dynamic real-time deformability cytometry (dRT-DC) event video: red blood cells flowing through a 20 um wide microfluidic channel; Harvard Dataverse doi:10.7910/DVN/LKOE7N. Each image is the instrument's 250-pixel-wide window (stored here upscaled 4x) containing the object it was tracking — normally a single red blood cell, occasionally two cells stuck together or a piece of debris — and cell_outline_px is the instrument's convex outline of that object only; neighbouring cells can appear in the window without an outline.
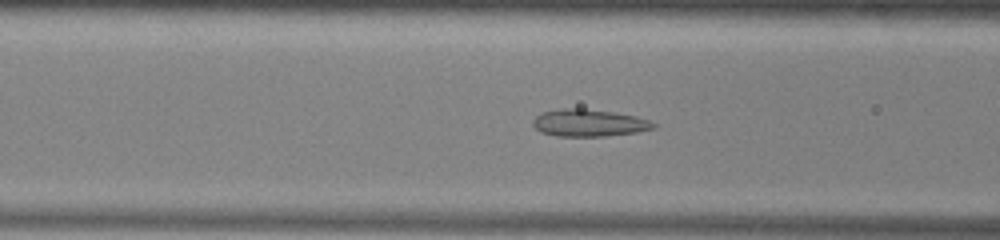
{"species": "common noctule bat (a hibernating species)", "species_latin": "Nyctalus noctula", "temperature_condition": "warm", "stored_images_in_passage": 51, "camera_frame_rate_fps": 3000, "um_per_image_px": 0.085, "animal": {"sex": "male", "body_mass_g": 13.0, "forearm_length_mm": 53.1}, "frame": {"image": 1, "passage_image": 19, "time_ms": 6.0, "image_size_px": [1000, 240], "cell_outline_px": [[660, 124], [656, 128], [636, 132], [604, 136], [556, 136], [540, 132], [532, 124], [532, 120], [540, 112], [564, 108], [580, 108], [616, 112], [636, 116]], "centroid_in_image_um": [50.07, 10.44], "position_along_channel_um": 116.5, "area_um2": 19.31}}
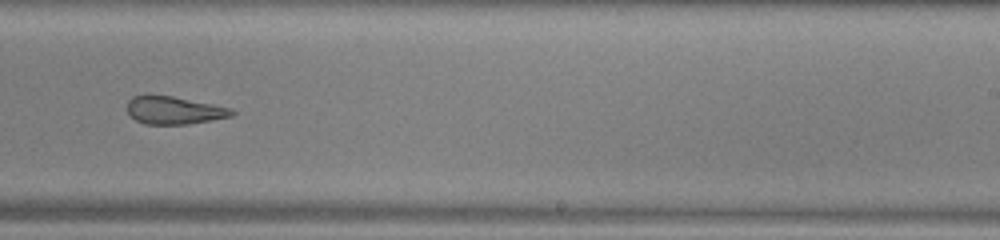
{"frame": {"image": 2, "passage_image": 31, "time_ms": 10.0, "image_size_px": [1000, 240], "cell_outline_px": [[236, 112], [232, 116], [212, 120], [188, 124], [144, 124], [136, 120], [128, 112], [128, 100], [132, 96], [148, 92], [172, 96], [232, 108]], "centroid_in_image_um": [14.76, 9.34], "position_along_channel_um": 274.2, "area_um2": 17.28}}
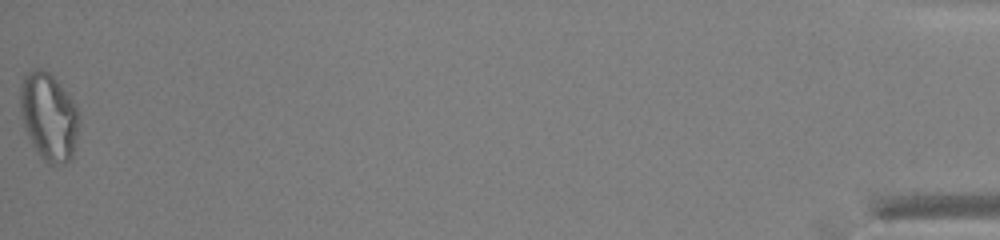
{"frame": {"image": 3, "passage_image": 51, "time_ms": 16.667, "image_size_px": [1000, 240], "cell_outline_px": [[80, 120], [76, 140], [72, 156], [64, 164], [48, 164], [40, 156], [32, 144], [24, 128], [20, 108], [20, 84], [24, 76], [32, 68], [40, 68], [48, 72], [56, 80], [72, 100], [80, 116]], "centroid_in_image_um": [4.13, 9.91], "position_along_channel_um": 431.1, "area_um2": 29.94}, "authors_computed_cell_mechanics": {"area_um2": 21.5016, "velocity_mm_per_s": 3.9513, "shape_relaxation_time_tau1_ms": null, "shape_relaxation_time_tau2_ms": 2.9687, "deformation_change_tau1": null, "deformation_change_tau2": 0.1103}}